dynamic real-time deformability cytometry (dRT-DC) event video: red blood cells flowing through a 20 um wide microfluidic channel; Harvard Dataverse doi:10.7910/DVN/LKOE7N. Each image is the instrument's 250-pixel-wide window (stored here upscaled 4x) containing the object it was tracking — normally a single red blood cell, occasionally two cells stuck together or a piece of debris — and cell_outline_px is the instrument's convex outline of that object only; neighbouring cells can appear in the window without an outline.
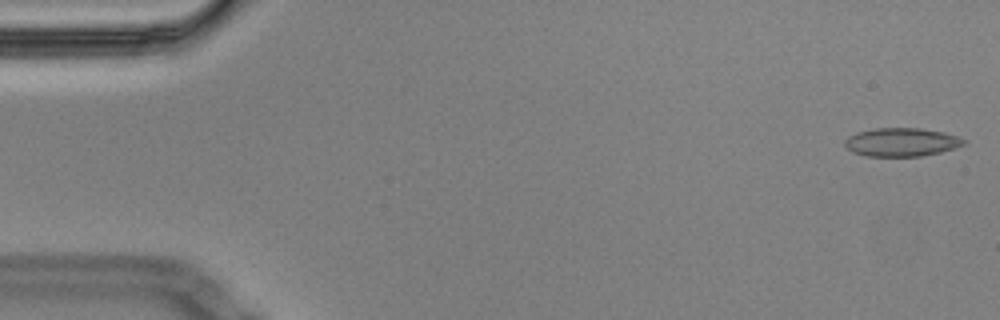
{"species": "Egyptian fruit bat (a non-hibernating species)", "species_latin": "Rousettus aegyptiacus", "temperature_condition": "cold", "stored_images_in_passage": 52, "camera_frame_rate_fps": 3000, "um_per_image_px": 0.085, "animal": {"sex": "male"}, "frame": {"image": 1, "passage_image": 1, "time_ms": 0.0, "image_size_px": [1000, 320], "cell_outline_px": [[968, 144], [956, 148], [940, 152], [920, 156], [868, 156], [852, 152], [844, 144], [844, 140], [848, 136], [856, 132], [876, 128], [920, 128], [944, 132], [968, 140]], "centroid_in_image_um": [76.66, 12.08], "position_along_channel_um": 8.3, "area_um2": 19.88}}
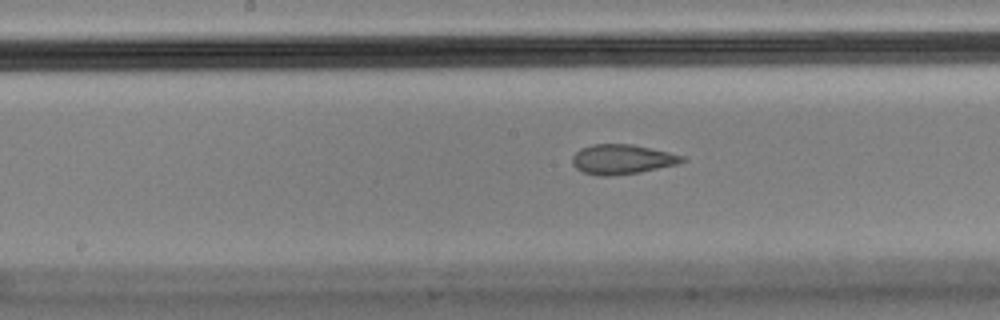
{"frame": {"image": 2, "passage_image": 28, "time_ms": 9.0, "image_size_px": [1000, 320], "cell_outline_px": [[688, 160], [676, 164], [640, 172], [608, 176], [600, 176], [584, 172], [576, 168], [572, 164], [572, 156], [580, 148], [592, 144], [632, 144], [668, 152], [684, 156]], "centroid_in_image_um": [52.86, 13.53], "position_along_channel_um": 195.3, "area_um2": 18.96}}
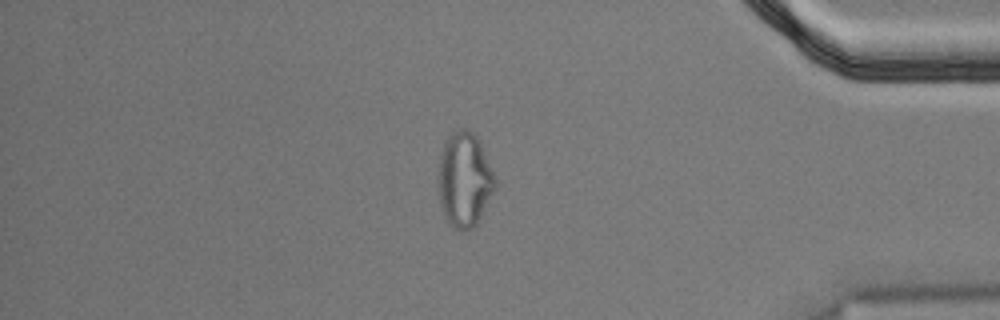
{"frame": {"image": 3, "passage_image": 48, "time_ms": 15.667, "image_size_px": [1000, 320], "cell_outline_px": [[496, 188], [476, 224], [472, 228], [456, 228], [448, 224], [444, 216], [440, 204], [436, 184], [436, 176], [440, 152], [444, 140], [452, 128], [468, 128], [476, 136], [496, 176]], "centroid_in_image_um": [39.43, 15.21], "position_along_channel_um": 395.8, "area_um2": 32.08}}